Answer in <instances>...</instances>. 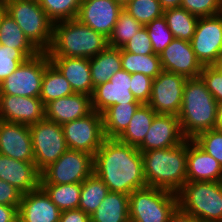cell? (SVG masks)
<instances>
[{
    "instance_id": "7",
    "label": "cell",
    "mask_w": 222,
    "mask_h": 222,
    "mask_svg": "<svg viewBox=\"0 0 222 222\" xmlns=\"http://www.w3.org/2000/svg\"><path fill=\"white\" fill-rule=\"evenodd\" d=\"M178 207L176 193L146 186L129 195L130 222H167Z\"/></svg>"
},
{
    "instance_id": "45",
    "label": "cell",
    "mask_w": 222,
    "mask_h": 222,
    "mask_svg": "<svg viewBox=\"0 0 222 222\" xmlns=\"http://www.w3.org/2000/svg\"><path fill=\"white\" fill-rule=\"evenodd\" d=\"M22 193L14 186L0 179V204L19 206Z\"/></svg>"
},
{
    "instance_id": "25",
    "label": "cell",
    "mask_w": 222,
    "mask_h": 222,
    "mask_svg": "<svg viewBox=\"0 0 222 222\" xmlns=\"http://www.w3.org/2000/svg\"><path fill=\"white\" fill-rule=\"evenodd\" d=\"M91 222H130L129 195L111 192L90 215Z\"/></svg>"
},
{
    "instance_id": "15",
    "label": "cell",
    "mask_w": 222,
    "mask_h": 222,
    "mask_svg": "<svg viewBox=\"0 0 222 222\" xmlns=\"http://www.w3.org/2000/svg\"><path fill=\"white\" fill-rule=\"evenodd\" d=\"M122 10L114 0H82L76 19L109 38Z\"/></svg>"
},
{
    "instance_id": "53",
    "label": "cell",
    "mask_w": 222,
    "mask_h": 222,
    "mask_svg": "<svg viewBox=\"0 0 222 222\" xmlns=\"http://www.w3.org/2000/svg\"><path fill=\"white\" fill-rule=\"evenodd\" d=\"M115 2L121 4L123 7L129 3L131 0H114Z\"/></svg>"
},
{
    "instance_id": "38",
    "label": "cell",
    "mask_w": 222,
    "mask_h": 222,
    "mask_svg": "<svg viewBox=\"0 0 222 222\" xmlns=\"http://www.w3.org/2000/svg\"><path fill=\"white\" fill-rule=\"evenodd\" d=\"M151 40L154 54L160 55L162 51L174 39L172 32L169 30L164 16L154 19L145 26Z\"/></svg>"
},
{
    "instance_id": "11",
    "label": "cell",
    "mask_w": 222,
    "mask_h": 222,
    "mask_svg": "<svg viewBox=\"0 0 222 222\" xmlns=\"http://www.w3.org/2000/svg\"><path fill=\"white\" fill-rule=\"evenodd\" d=\"M61 126L68 149L86 152L93 157L105 139L103 117L96 111Z\"/></svg>"
},
{
    "instance_id": "19",
    "label": "cell",
    "mask_w": 222,
    "mask_h": 222,
    "mask_svg": "<svg viewBox=\"0 0 222 222\" xmlns=\"http://www.w3.org/2000/svg\"><path fill=\"white\" fill-rule=\"evenodd\" d=\"M0 154L34 163L29 125L0 120Z\"/></svg>"
},
{
    "instance_id": "52",
    "label": "cell",
    "mask_w": 222,
    "mask_h": 222,
    "mask_svg": "<svg viewBox=\"0 0 222 222\" xmlns=\"http://www.w3.org/2000/svg\"><path fill=\"white\" fill-rule=\"evenodd\" d=\"M214 66L222 73V55L219 57L217 63Z\"/></svg>"
},
{
    "instance_id": "24",
    "label": "cell",
    "mask_w": 222,
    "mask_h": 222,
    "mask_svg": "<svg viewBox=\"0 0 222 222\" xmlns=\"http://www.w3.org/2000/svg\"><path fill=\"white\" fill-rule=\"evenodd\" d=\"M49 59L70 83L74 93L92 96L94 87L90 72L89 58L49 57Z\"/></svg>"
},
{
    "instance_id": "28",
    "label": "cell",
    "mask_w": 222,
    "mask_h": 222,
    "mask_svg": "<svg viewBox=\"0 0 222 222\" xmlns=\"http://www.w3.org/2000/svg\"><path fill=\"white\" fill-rule=\"evenodd\" d=\"M157 113L148 105L141 104L132 116L128 127L117 138L119 141L138 147L147 134Z\"/></svg>"
},
{
    "instance_id": "33",
    "label": "cell",
    "mask_w": 222,
    "mask_h": 222,
    "mask_svg": "<svg viewBox=\"0 0 222 222\" xmlns=\"http://www.w3.org/2000/svg\"><path fill=\"white\" fill-rule=\"evenodd\" d=\"M109 193L106 184L93 172L81 183L78 208L91 215Z\"/></svg>"
},
{
    "instance_id": "4",
    "label": "cell",
    "mask_w": 222,
    "mask_h": 222,
    "mask_svg": "<svg viewBox=\"0 0 222 222\" xmlns=\"http://www.w3.org/2000/svg\"><path fill=\"white\" fill-rule=\"evenodd\" d=\"M218 103L201 77L187 78L178 119L187 139L214 129Z\"/></svg>"
},
{
    "instance_id": "9",
    "label": "cell",
    "mask_w": 222,
    "mask_h": 222,
    "mask_svg": "<svg viewBox=\"0 0 222 222\" xmlns=\"http://www.w3.org/2000/svg\"><path fill=\"white\" fill-rule=\"evenodd\" d=\"M50 63L47 52H40L21 63L0 84V94L39 98L46 66Z\"/></svg>"
},
{
    "instance_id": "50",
    "label": "cell",
    "mask_w": 222,
    "mask_h": 222,
    "mask_svg": "<svg viewBox=\"0 0 222 222\" xmlns=\"http://www.w3.org/2000/svg\"><path fill=\"white\" fill-rule=\"evenodd\" d=\"M214 129L222 131V103L217 105L216 123Z\"/></svg>"
},
{
    "instance_id": "32",
    "label": "cell",
    "mask_w": 222,
    "mask_h": 222,
    "mask_svg": "<svg viewBox=\"0 0 222 222\" xmlns=\"http://www.w3.org/2000/svg\"><path fill=\"white\" fill-rule=\"evenodd\" d=\"M122 69L130 74L142 73L155 79L163 70L157 54L138 55L121 48Z\"/></svg>"
},
{
    "instance_id": "34",
    "label": "cell",
    "mask_w": 222,
    "mask_h": 222,
    "mask_svg": "<svg viewBox=\"0 0 222 222\" xmlns=\"http://www.w3.org/2000/svg\"><path fill=\"white\" fill-rule=\"evenodd\" d=\"M49 195L51 201L62 212L77 209L80 202L81 183L72 184H40Z\"/></svg>"
},
{
    "instance_id": "10",
    "label": "cell",
    "mask_w": 222,
    "mask_h": 222,
    "mask_svg": "<svg viewBox=\"0 0 222 222\" xmlns=\"http://www.w3.org/2000/svg\"><path fill=\"white\" fill-rule=\"evenodd\" d=\"M93 173V156L68 149L40 173V184L82 183Z\"/></svg>"
},
{
    "instance_id": "5",
    "label": "cell",
    "mask_w": 222,
    "mask_h": 222,
    "mask_svg": "<svg viewBox=\"0 0 222 222\" xmlns=\"http://www.w3.org/2000/svg\"><path fill=\"white\" fill-rule=\"evenodd\" d=\"M176 195L178 208L200 222H222V181L186 182Z\"/></svg>"
},
{
    "instance_id": "16",
    "label": "cell",
    "mask_w": 222,
    "mask_h": 222,
    "mask_svg": "<svg viewBox=\"0 0 222 222\" xmlns=\"http://www.w3.org/2000/svg\"><path fill=\"white\" fill-rule=\"evenodd\" d=\"M186 139L178 116L157 114L147 131L145 139L137 149L142 153L154 149L175 147Z\"/></svg>"
},
{
    "instance_id": "3",
    "label": "cell",
    "mask_w": 222,
    "mask_h": 222,
    "mask_svg": "<svg viewBox=\"0 0 222 222\" xmlns=\"http://www.w3.org/2000/svg\"><path fill=\"white\" fill-rule=\"evenodd\" d=\"M108 46V38L78 19L53 23L49 57L92 58Z\"/></svg>"
},
{
    "instance_id": "48",
    "label": "cell",
    "mask_w": 222,
    "mask_h": 222,
    "mask_svg": "<svg viewBox=\"0 0 222 222\" xmlns=\"http://www.w3.org/2000/svg\"><path fill=\"white\" fill-rule=\"evenodd\" d=\"M167 222H200L199 219L180 210L178 207L168 217Z\"/></svg>"
},
{
    "instance_id": "51",
    "label": "cell",
    "mask_w": 222,
    "mask_h": 222,
    "mask_svg": "<svg viewBox=\"0 0 222 222\" xmlns=\"http://www.w3.org/2000/svg\"><path fill=\"white\" fill-rule=\"evenodd\" d=\"M6 13L5 4L3 2H0V21L2 16Z\"/></svg>"
},
{
    "instance_id": "13",
    "label": "cell",
    "mask_w": 222,
    "mask_h": 222,
    "mask_svg": "<svg viewBox=\"0 0 222 222\" xmlns=\"http://www.w3.org/2000/svg\"><path fill=\"white\" fill-rule=\"evenodd\" d=\"M186 80L183 75L162 71L153 79L151 97L147 104L157 114L178 116Z\"/></svg>"
},
{
    "instance_id": "31",
    "label": "cell",
    "mask_w": 222,
    "mask_h": 222,
    "mask_svg": "<svg viewBox=\"0 0 222 222\" xmlns=\"http://www.w3.org/2000/svg\"><path fill=\"white\" fill-rule=\"evenodd\" d=\"M163 16L174 38L190 42L198 23L197 16L182 7L164 10Z\"/></svg>"
},
{
    "instance_id": "43",
    "label": "cell",
    "mask_w": 222,
    "mask_h": 222,
    "mask_svg": "<svg viewBox=\"0 0 222 222\" xmlns=\"http://www.w3.org/2000/svg\"><path fill=\"white\" fill-rule=\"evenodd\" d=\"M153 78L142 73L131 74L130 90L141 104H147L151 97Z\"/></svg>"
},
{
    "instance_id": "27",
    "label": "cell",
    "mask_w": 222,
    "mask_h": 222,
    "mask_svg": "<svg viewBox=\"0 0 222 222\" xmlns=\"http://www.w3.org/2000/svg\"><path fill=\"white\" fill-rule=\"evenodd\" d=\"M140 105L141 103H120L107 108L102 113L105 138H118Z\"/></svg>"
},
{
    "instance_id": "40",
    "label": "cell",
    "mask_w": 222,
    "mask_h": 222,
    "mask_svg": "<svg viewBox=\"0 0 222 222\" xmlns=\"http://www.w3.org/2000/svg\"><path fill=\"white\" fill-rule=\"evenodd\" d=\"M193 140L222 165V131L216 129L203 131Z\"/></svg>"
},
{
    "instance_id": "14",
    "label": "cell",
    "mask_w": 222,
    "mask_h": 222,
    "mask_svg": "<svg viewBox=\"0 0 222 222\" xmlns=\"http://www.w3.org/2000/svg\"><path fill=\"white\" fill-rule=\"evenodd\" d=\"M131 74L121 69L109 81L94 87L91 96L92 110L102 114L116 104L140 103L130 90Z\"/></svg>"
},
{
    "instance_id": "29",
    "label": "cell",
    "mask_w": 222,
    "mask_h": 222,
    "mask_svg": "<svg viewBox=\"0 0 222 222\" xmlns=\"http://www.w3.org/2000/svg\"><path fill=\"white\" fill-rule=\"evenodd\" d=\"M0 44L21 50L28 58L40 51L27 39L16 21L5 13L0 21Z\"/></svg>"
},
{
    "instance_id": "47",
    "label": "cell",
    "mask_w": 222,
    "mask_h": 222,
    "mask_svg": "<svg viewBox=\"0 0 222 222\" xmlns=\"http://www.w3.org/2000/svg\"><path fill=\"white\" fill-rule=\"evenodd\" d=\"M18 207L0 204V222H18Z\"/></svg>"
},
{
    "instance_id": "36",
    "label": "cell",
    "mask_w": 222,
    "mask_h": 222,
    "mask_svg": "<svg viewBox=\"0 0 222 222\" xmlns=\"http://www.w3.org/2000/svg\"><path fill=\"white\" fill-rule=\"evenodd\" d=\"M82 0H39L47 17L53 22L76 19Z\"/></svg>"
},
{
    "instance_id": "44",
    "label": "cell",
    "mask_w": 222,
    "mask_h": 222,
    "mask_svg": "<svg viewBox=\"0 0 222 222\" xmlns=\"http://www.w3.org/2000/svg\"><path fill=\"white\" fill-rule=\"evenodd\" d=\"M126 52L135 53L138 55L153 54L151 40L147 29L143 26L135 36L122 47Z\"/></svg>"
},
{
    "instance_id": "42",
    "label": "cell",
    "mask_w": 222,
    "mask_h": 222,
    "mask_svg": "<svg viewBox=\"0 0 222 222\" xmlns=\"http://www.w3.org/2000/svg\"><path fill=\"white\" fill-rule=\"evenodd\" d=\"M200 77L218 104L222 103V73L214 66H203Z\"/></svg>"
},
{
    "instance_id": "26",
    "label": "cell",
    "mask_w": 222,
    "mask_h": 222,
    "mask_svg": "<svg viewBox=\"0 0 222 222\" xmlns=\"http://www.w3.org/2000/svg\"><path fill=\"white\" fill-rule=\"evenodd\" d=\"M93 87L105 83L122 69L121 48L107 46L102 52L89 59Z\"/></svg>"
},
{
    "instance_id": "20",
    "label": "cell",
    "mask_w": 222,
    "mask_h": 222,
    "mask_svg": "<svg viewBox=\"0 0 222 222\" xmlns=\"http://www.w3.org/2000/svg\"><path fill=\"white\" fill-rule=\"evenodd\" d=\"M60 215L61 211L41 186L22 194L18 222H59Z\"/></svg>"
},
{
    "instance_id": "46",
    "label": "cell",
    "mask_w": 222,
    "mask_h": 222,
    "mask_svg": "<svg viewBox=\"0 0 222 222\" xmlns=\"http://www.w3.org/2000/svg\"><path fill=\"white\" fill-rule=\"evenodd\" d=\"M59 222H91V220L90 215L77 208L62 211Z\"/></svg>"
},
{
    "instance_id": "37",
    "label": "cell",
    "mask_w": 222,
    "mask_h": 222,
    "mask_svg": "<svg viewBox=\"0 0 222 222\" xmlns=\"http://www.w3.org/2000/svg\"><path fill=\"white\" fill-rule=\"evenodd\" d=\"M123 9L142 26H146L164 14V10L158 0H131Z\"/></svg>"
},
{
    "instance_id": "12",
    "label": "cell",
    "mask_w": 222,
    "mask_h": 222,
    "mask_svg": "<svg viewBox=\"0 0 222 222\" xmlns=\"http://www.w3.org/2000/svg\"><path fill=\"white\" fill-rule=\"evenodd\" d=\"M190 43L202 66L215 65L222 55V13L199 18Z\"/></svg>"
},
{
    "instance_id": "1",
    "label": "cell",
    "mask_w": 222,
    "mask_h": 222,
    "mask_svg": "<svg viewBox=\"0 0 222 222\" xmlns=\"http://www.w3.org/2000/svg\"><path fill=\"white\" fill-rule=\"evenodd\" d=\"M93 172L111 192L130 195L147 186L141 152L117 138L104 139L93 157Z\"/></svg>"
},
{
    "instance_id": "2",
    "label": "cell",
    "mask_w": 222,
    "mask_h": 222,
    "mask_svg": "<svg viewBox=\"0 0 222 222\" xmlns=\"http://www.w3.org/2000/svg\"><path fill=\"white\" fill-rule=\"evenodd\" d=\"M147 186L177 193L187 182V139L175 146L141 153Z\"/></svg>"
},
{
    "instance_id": "23",
    "label": "cell",
    "mask_w": 222,
    "mask_h": 222,
    "mask_svg": "<svg viewBox=\"0 0 222 222\" xmlns=\"http://www.w3.org/2000/svg\"><path fill=\"white\" fill-rule=\"evenodd\" d=\"M92 111L91 96L74 93L49 102L45 106V118L62 125L86 117Z\"/></svg>"
},
{
    "instance_id": "18",
    "label": "cell",
    "mask_w": 222,
    "mask_h": 222,
    "mask_svg": "<svg viewBox=\"0 0 222 222\" xmlns=\"http://www.w3.org/2000/svg\"><path fill=\"white\" fill-rule=\"evenodd\" d=\"M45 118L40 98L0 94V120L31 125Z\"/></svg>"
},
{
    "instance_id": "30",
    "label": "cell",
    "mask_w": 222,
    "mask_h": 222,
    "mask_svg": "<svg viewBox=\"0 0 222 222\" xmlns=\"http://www.w3.org/2000/svg\"><path fill=\"white\" fill-rule=\"evenodd\" d=\"M74 94L70 83L50 62L44 71L40 99L46 106L49 102Z\"/></svg>"
},
{
    "instance_id": "22",
    "label": "cell",
    "mask_w": 222,
    "mask_h": 222,
    "mask_svg": "<svg viewBox=\"0 0 222 222\" xmlns=\"http://www.w3.org/2000/svg\"><path fill=\"white\" fill-rule=\"evenodd\" d=\"M40 178L35 163L0 154V179L14 186L22 194L36 190L40 186Z\"/></svg>"
},
{
    "instance_id": "17",
    "label": "cell",
    "mask_w": 222,
    "mask_h": 222,
    "mask_svg": "<svg viewBox=\"0 0 222 222\" xmlns=\"http://www.w3.org/2000/svg\"><path fill=\"white\" fill-rule=\"evenodd\" d=\"M159 57L163 71L180 74L186 78L200 77L203 66L188 41L174 38Z\"/></svg>"
},
{
    "instance_id": "21",
    "label": "cell",
    "mask_w": 222,
    "mask_h": 222,
    "mask_svg": "<svg viewBox=\"0 0 222 222\" xmlns=\"http://www.w3.org/2000/svg\"><path fill=\"white\" fill-rule=\"evenodd\" d=\"M187 182H221L222 165L193 139H187Z\"/></svg>"
},
{
    "instance_id": "39",
    "label": "cell",
    "mask_w": 222,
    "mask_h": 222,
    "mask_svg": "<svg viewBox=\"0 0 222 222\" xmlns=\"http://www.w3.org/2000/svg\"><path fill=\"white\" fill-rule=\"evenodd\" d=\"M27 59L28 57L21 50L0 44V84Z\"/></svg>"
},
{
    "instance_id": "41",
    "label": "cell",
    "mask_w": 222,
    "mask_h": 222,
    "mask_svg": "<svg viewBox=\"0 0 222 222\" xmlns=\"http://www.w3.org/2000/svg\"><path fill=\"white\" fill-rule=\"evenodd\" d=\"M181 7L198 18L222 13V0H183Z\"/></svg>"
},
{
    "instance_id": "49",
    "label": "cell",
    "mask_w": 222,
    "mask_h": 222,
    "mask_svg": "<svg viewBox=\"0 0 222 222\" xmlns=\"http://www.w3.org/2000/svg\"><path fill=\"white\" fill-rule=\"evenodd\" d=\"M163 10L181 7L183 0H158Z\"/></svg>"
},
{
    "instance_id": "6",
    "label": "cell",
    "mask_w": 222,
    "mask_h": 222,
    "mask_svg": "<svg viewBox=\"0 0 222 222\" xmlns=\"http://www.w3.org/2000/svg\"><path fill=\"white\" fill-rule=\"evenodd\" d=\"M6 13L16 21L27 39L40 51L46 52L52 43L53 22L39 2L6 0Z\"/></svg>"
},
{
    "instance_id": "8",
    "label": "cell",
    "mask_w": 222,
    "mask_h": 222,
    "mask_svg": "<svg viewBox=\"0 0 222 222\" xmlns=\"http://www.w3.org/2000/svg\"><path fill=\"white\" fill-rule=\"evenodd\" d=\"M34 163L41 173L68 150L60 124L46 118L29 125Z\"/></svg>"
},
{
    "instance_id": "35",
    "label": "cell",
    "mask_w": 222,
    "mask_h": 222,
    "mask_svg": "<svg viewBox=\"0 0 222 222\" xmlns=\"http://www.w3.org/2000/svg\"><path fill=\"white\" fill-rule=\"evenodd\" d=\"M143 26L124 9L108 38V46L122 48Z\"/></svg>"
}]
</instances>
